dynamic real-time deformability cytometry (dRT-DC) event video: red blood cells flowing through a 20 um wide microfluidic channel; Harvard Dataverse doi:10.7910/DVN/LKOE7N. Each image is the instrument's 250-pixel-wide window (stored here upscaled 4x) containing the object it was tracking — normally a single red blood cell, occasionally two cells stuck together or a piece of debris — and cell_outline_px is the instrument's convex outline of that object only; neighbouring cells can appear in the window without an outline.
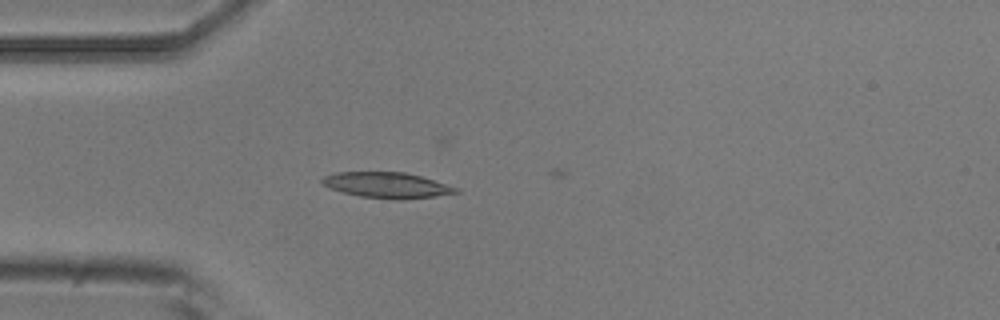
{"species": "common noctule bat (a hibernating species)", "species_latin": "Nyctalus noctula", "temperature_condition": "room temperature", "stored_images_in_passage": 5, "camera_frame_rate_fps": 3000, "um_per_image_px": 0.085, "animal": {"sex": "male", "body_mass_g": 20.5, "forearm_length_mm": 52.5}, "frame": {"image": 1, "passage_image": 4, "time_ms": 1.0, "image_size_px": [1000, 320], "cell_outline_px": [[460, 192], [436, 196], [400, 200], [396, 200], [360, 196], [328, 188], [320, 184], [320, 180], [324, 176], [336, 172], [404, 172], [420, 176], [460, 188]], "centroid_in_image_um": [32.87, 15.74], "position_along_channel_um": 52.1, "area_um2": 20.11}}